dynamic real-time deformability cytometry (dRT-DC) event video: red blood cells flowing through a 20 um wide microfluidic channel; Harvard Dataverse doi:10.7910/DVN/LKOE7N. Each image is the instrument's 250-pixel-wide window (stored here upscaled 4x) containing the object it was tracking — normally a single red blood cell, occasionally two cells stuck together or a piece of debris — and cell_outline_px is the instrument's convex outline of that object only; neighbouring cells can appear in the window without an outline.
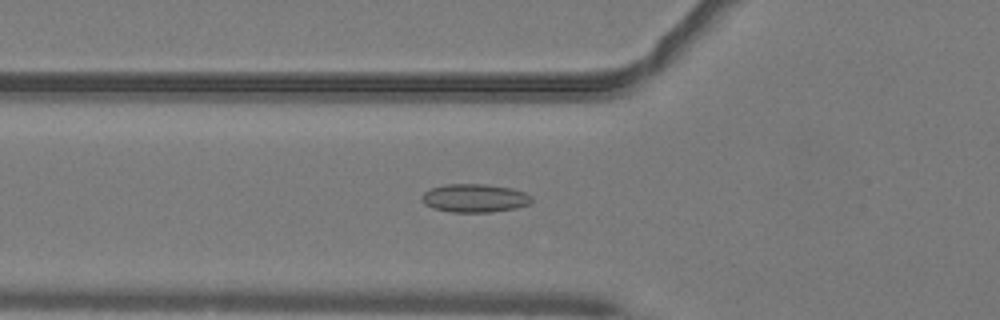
{"species": "common noctule bat (a hibernating species)", "species_latin": "Nyctalus noctula", "temperature_condition": "warm", "stored_images_in_passage": 41, "camera_frame_rate_fps": 3000, "um_per_image_px": 0.085, "animal": {"sex": "male", "body_mass_g": 19.2, "forearm_length_mm": 51.8}, "frame": {"image": 1, "passage_image": 8, "time_ms": 2.333, "image_size_px": [1000, 320], "cell_outline_px": [[532, 200], [528, 204], [516, 208], [492, 212], [452, 212], [432, 208], [424, 204], [420, 200], [420, 196], [424, 192], [432, 188], [444, 184], [484, 184], [512, 188], [524, 192], [532, 196]], "centroid_in_image_um": [40.31, 16.84], "position_along_channel_um": 85.5, "area_um2": 18.26}}
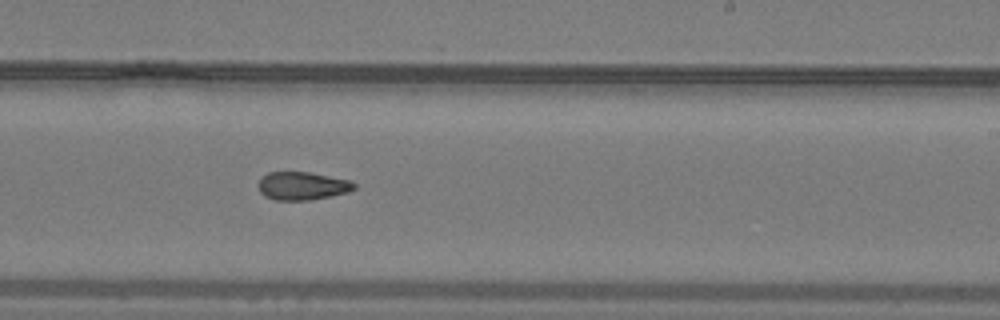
{"frame": {"image": 2, "passage_image": 21, "time_ms": 6.667, "image_size_px": [1000, 320], "cell_outline_px": [[356, 188], [348, 192], [332, 196], [308, 200], [276, 200], [264, 196], [260, 192], [256, 184], [260, 176], [268, 172], [308, 172], [348, 180], [356, 184]], "centroid_in_image_um": [25.63, 15.8], "position_along_channel_um": 263.4, "area_um2": 15.84}}
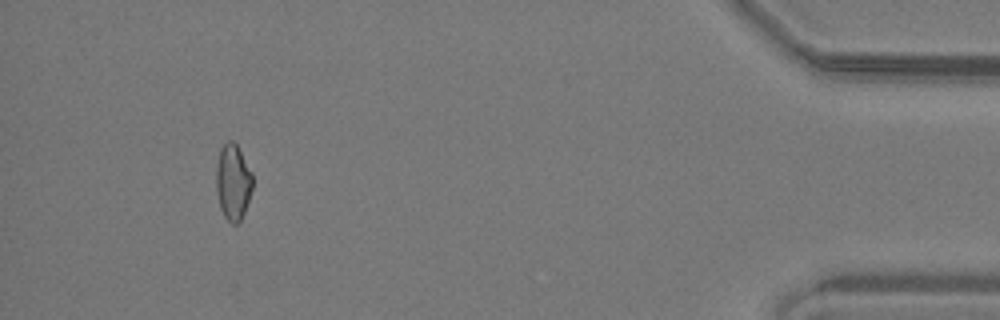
{"frame": {"image": 3, "passage_image": 37, "time_ms": 12.0, "image_size_px": [1000, 320], "cell_outline_px": [[252, 188], [244, 212], [240, 220], [236, 224], [232, 224], [224, 216], [220, 208], [216, 192], [216, 164], [220, 148], [228, 140], [232, 140], [236, 144], [252, 172]], "centroid_in_image_um": [19.78, 15.46], "position_along_channel_um": 415.4, "area_um2": 16.07}}